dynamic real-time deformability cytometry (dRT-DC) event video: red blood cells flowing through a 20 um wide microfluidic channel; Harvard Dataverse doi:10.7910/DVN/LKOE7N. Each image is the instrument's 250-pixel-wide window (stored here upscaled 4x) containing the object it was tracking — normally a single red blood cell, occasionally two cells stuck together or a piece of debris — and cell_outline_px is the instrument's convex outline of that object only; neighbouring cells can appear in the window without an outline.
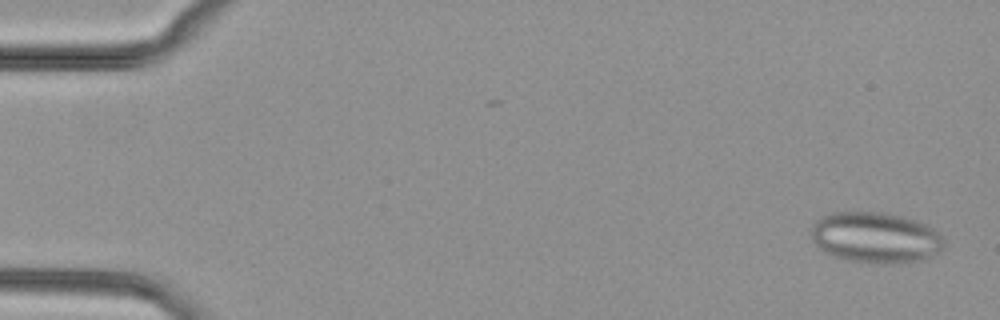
{"species": "common noctule bat (a hibernating species)", "species_latin": "Nyctalus noctula", "temperature_condition": "cold", "stored_images_in_passage": 13, "camera_frame_rate_fps": 3000, "um_per_image_px": 0.085, "animal": {"sex": "female", "body_mass_g": 29.2, "forearm_length_mm": 56.3}, "frame": {"image": 1, "passage_image": 2, "time_ms": 0.333, "image_size_px": [1000, 320], "cell_outline_px": [[944, 248], [940, 252], [924, 260], [888, 264], [884, 264], [848, 260], [824, 252], [812, 240], [812, 224], [816, 220], [832, 212], [884, 212], [900, 216], [924, 224], [932, 228], [944, 240]], "centroid_in_image_um": [74.42, 20.2], "position_along_channel_um": 10.6, "area_um2": 39.19}}